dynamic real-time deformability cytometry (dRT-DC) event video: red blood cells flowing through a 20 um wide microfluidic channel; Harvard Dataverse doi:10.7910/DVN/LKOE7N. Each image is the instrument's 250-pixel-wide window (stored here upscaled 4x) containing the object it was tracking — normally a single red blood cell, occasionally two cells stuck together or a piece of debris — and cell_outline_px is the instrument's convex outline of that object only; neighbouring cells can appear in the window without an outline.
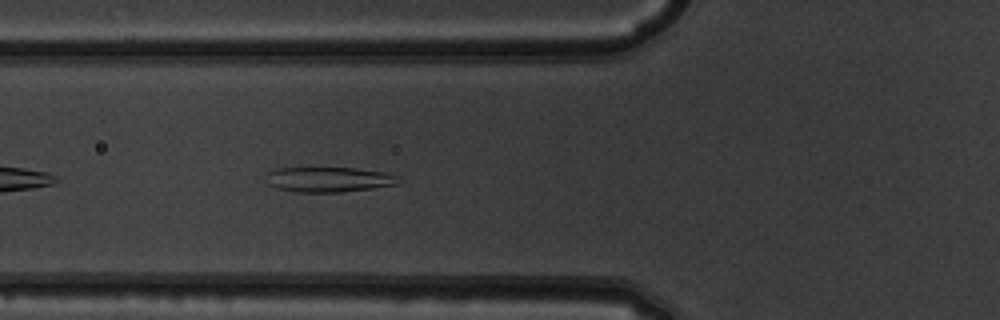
{"species": "common noctule bat (a hibernating species)", "species_latin": "Nyctalus noctula", "temperature_condition": "warm", "stored_images_in_passage": 31, "camera_frame_rate_fps": 3000, "um_per_image_px": 0.085, "animal": {"sex": "male", "body_mass_g": 19.5, "forearm_length_mm": 54.6}, "frame": {"image": 1, "passage_image": 5, "time_ms": 1.333, "image_size_px": [1000, 320], "cell_outline_px": [[396, 184], [372, 188], [340, 192], [296, 192], [276, 188], [268, 184], [268, 172], [276, 168], [356, 168], [384, 172], [396, 176]], "centroid_in_image_um": [27.89, 15.25], "position_along_channel_um": 97.9, "area_um2": 19.02}}
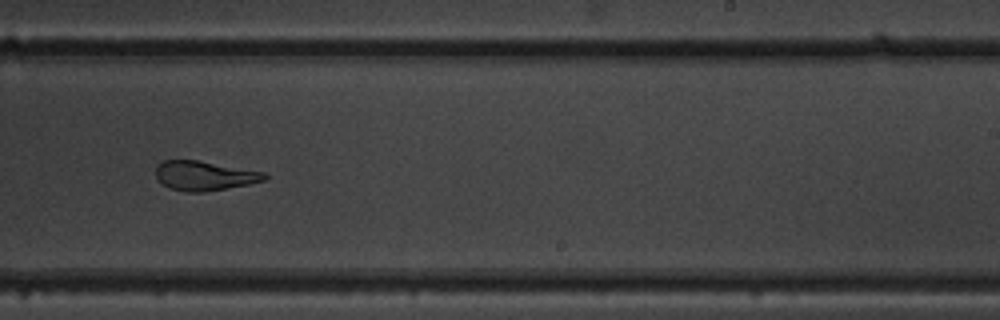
{"frame": {"image": 2, "passage_image": 18, "time_ms": 5.667, "image_size_px": [1000, 320], "cell_outline_px": [[268, 176], [264, 180], [248, 184], [204, 192], [184, 192], [168, 188], [156, 176], [156, 164], [164, 160], [200, 160], [264, 172]], "centroid_in_image_um": [17.35, 14.93], "position_along_channel_um": 271.7, "area_um2": 18.67}}
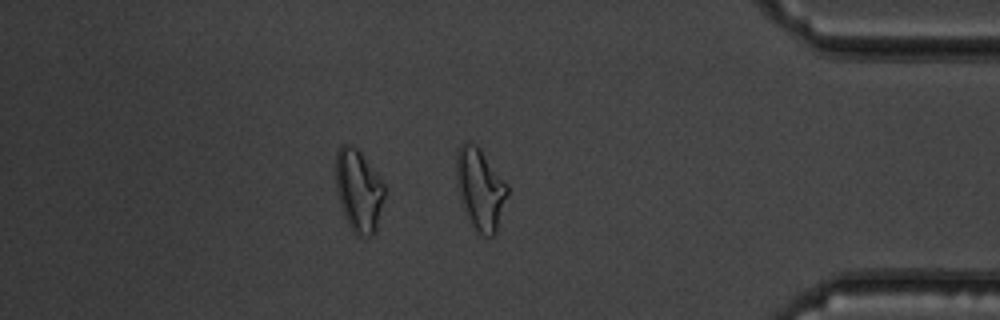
{"frame": {"image": 3, "passage_image": 29, "time_ms": 9.333, "image_size_px": [1000, 320], "cell_outline_px": [[384, 196], [376, 232], [372, 236], [356, 236], [352, 232], [344, 216], [336, 192], [336, 152], [340, 144], [352, 144], [360, 152], [376, 172], [384, 184]], "centroid_in_image_um": [30.47, 16.22], "position_along_channel_um": 404.7, "area_um2": 23.58}, "authors_computed_cell_mechanics": {"area_um2": 19.7676, "velocity_mm_per_s": 4.0048, "shape_relaxation_time_tau1_ms": null, "shape_relaxation_time_tau2_ms": 1.3439, "deformation_change_tau1": null, "deformation_change_tau2": 0.0805}}